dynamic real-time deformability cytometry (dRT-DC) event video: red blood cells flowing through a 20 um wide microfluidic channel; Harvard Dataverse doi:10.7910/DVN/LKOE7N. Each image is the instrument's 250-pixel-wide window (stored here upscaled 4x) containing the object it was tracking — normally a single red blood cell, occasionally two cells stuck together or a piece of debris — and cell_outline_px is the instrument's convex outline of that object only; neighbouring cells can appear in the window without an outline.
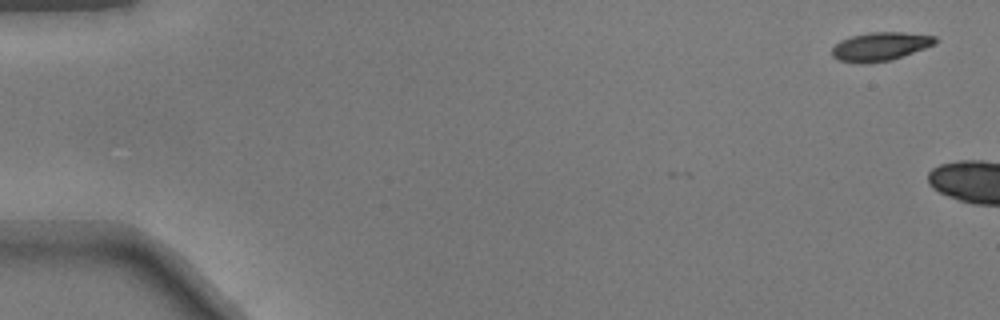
{"species": "common noctule bat (a hibernating species)", "species_latin": "Nyctalus noctula", "temperature_condition": "warm", "stored_images_in_passage": 6, "camera_frame_rate_fps": 3000, "um_per_image_px": 0.085, "animal": {"sex": "male", "body_mass_g": 17.9}, "frame": {"image": 1, "passage_image": 1, "time_ms": 0.0, "image_size_px": [1000, 320], "cell_outline_px": [[940, 40], [924, 48], [892, 60], [868, 64], [856, 64], [840, 60], [832, 56], [832, 48], [840, 40], [852, 36], [872, 32], [900, 32], [936, 36]], "centroid_in_image_um": [74.8, 3.97], "position_along_channel_um": 10.2, "area_um2": 17.22}}